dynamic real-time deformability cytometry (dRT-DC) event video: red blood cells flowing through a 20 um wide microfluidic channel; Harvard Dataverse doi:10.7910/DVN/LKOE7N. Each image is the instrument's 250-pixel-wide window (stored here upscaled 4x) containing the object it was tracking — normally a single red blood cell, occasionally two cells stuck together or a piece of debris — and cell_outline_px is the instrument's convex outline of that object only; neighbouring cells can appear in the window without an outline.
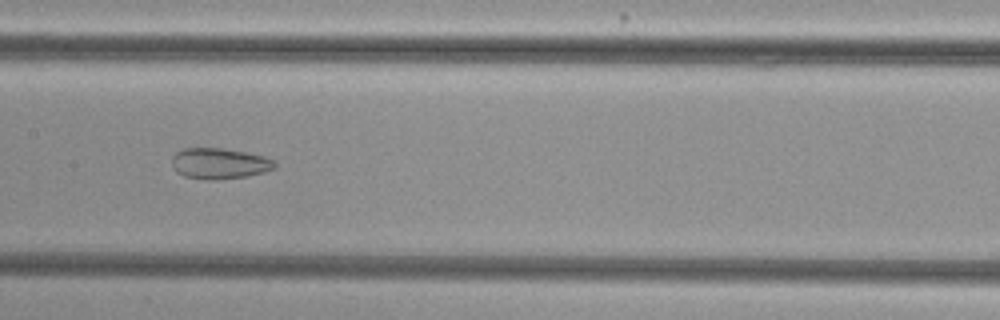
{"species": "common noctule bat (a hibernating species)", "species_latin": "Nyctalus noctula", "temperature_condition": "cold", "stored_images_in_passage": 33, "camera_frame_rate_fps": 3000, "um_per_image_px": 0.085, "animal": {"sex": "female", "body_mass_g": 29.2, "forearm_length_mm": 56.3}, "frame": {"image": 1, "passage_image": 13, "time_ms": 4.0, "image_size_px": [1000, 320], "cell_outline_px": [[276, 168], [264, 172], [248, 176], [216, 180], [212, 180], [184, 176], [176, 172], [172, 168], [172, 156], [176, 152], [184, 148], [220, 148], [244, 152], [264, 156], [272, 160], [276, 164]], "centroid_in_image_um": [18.63, 13.9], "position_along_channel_um": 188.8, "area_um2": 18.5}}
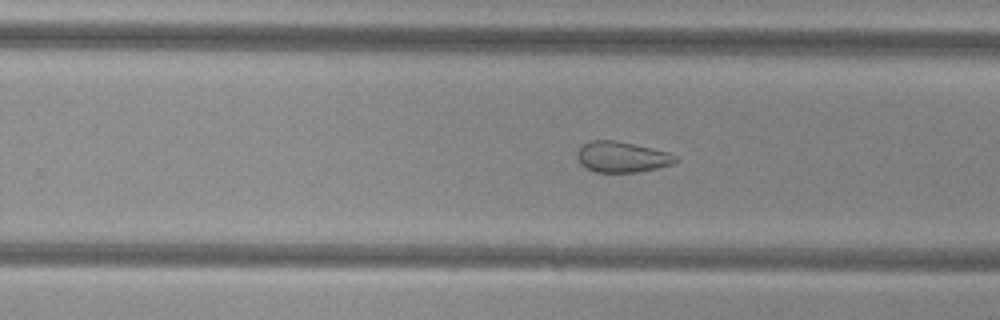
{"frame": {"image": 2, "passage_image": 20, "time_ms": 6.333, "image_size_px": [1000, 320], "cell_outline_px": [[680, 160], [672, 164], [640, 172], [596, 172], [580, 164], [576, 156], [576, 152], [588, 140], [616, 140], [668, 152], [676, 156]], "centroid_in_image_um": [52.85, 13.34], "position_along_channel_um": 276.9, "area_um2": 17.63}}
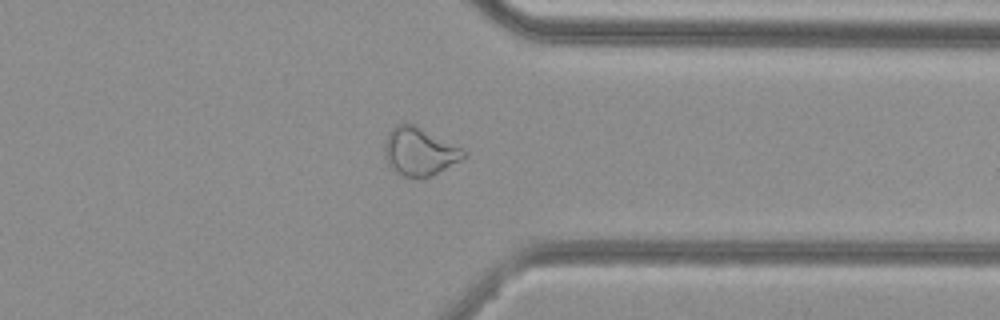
{"frame": {"image": 3, "passage_image": 28, "time_ms": 9.0, "image_size_px": [1000, 320], "cell_outline_px": [[468, 156], [432, 176], [404, 176], [396, 172], [388, 164], [384, 156], [384, 144], [388, 132], [396, 124], [404, 120], [416, 124], [464, 148], [468, 152]], "centroid_in_image_um": [35.67, 12.82], "position_along_channel_um": 375.7, "area_um2": 22.66}}